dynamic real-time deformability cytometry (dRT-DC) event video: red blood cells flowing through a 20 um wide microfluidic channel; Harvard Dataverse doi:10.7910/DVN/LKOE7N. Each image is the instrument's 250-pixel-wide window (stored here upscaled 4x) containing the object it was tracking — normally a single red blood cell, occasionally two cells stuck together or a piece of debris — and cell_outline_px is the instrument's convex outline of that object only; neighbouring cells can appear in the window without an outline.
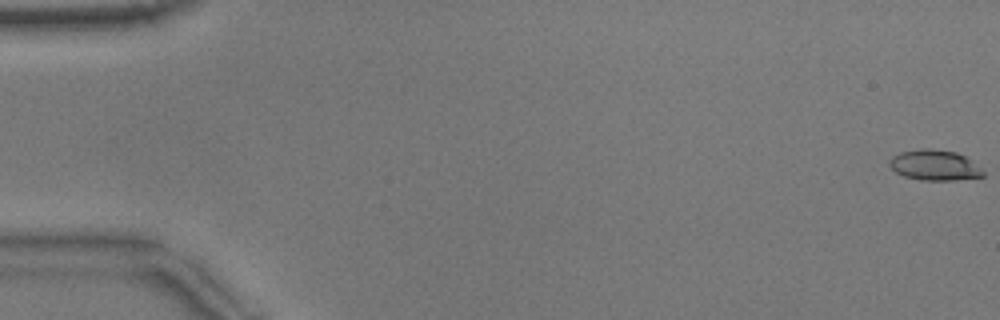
{"species": "common noctule bat (a hibernating species)", "species_latin": "Nyctalus noctula", "temperature_condition": "warm", "stored_images_in_passage": 54, "camera_frame_rate_fps": 3000, "um_per_image_px": 0.085, "animal": {"sex": "male", "body_mass_g": 17.9}, "frame": {"image": 1, "passage_image": 1, "time_ms": 0.0, "image_size_px": [1000, 320], "cell_outline_px": [[984, 176], [956, 180], [920, 180], [904, 176], [896, 172], [888, 164], [888, 160], [892, 156], [900, 152], [920, 148], [928, 148], [956, 152], [972, 160], [984, 172]], "centroid_in_image_um": [79.42, 14.03], "position_along_channel_um": 5.6, "area_um2": 16.7}}
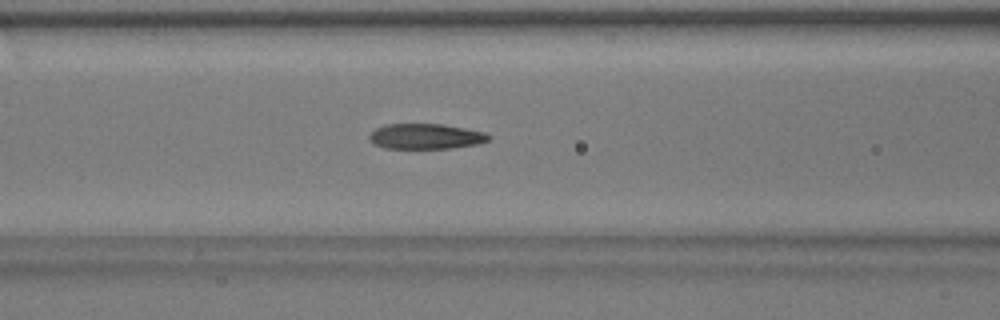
{"frame": {"image": 2, "passage_image": 23, "time_ms": 7.333, "image_size_px": [1000, 320], "cell_outline_px": [[492, 136], [488, 140], [480, 144], [452, 148], [384, 148], [372, 144], [368, 140], [368, 136], [376, 128], [384, 124], [444, 124], [484, 132]], "centroid_in_image_um": [36.17, 11.59], "position_along_channel_um": 130.4, "area_um2": 17.8}}
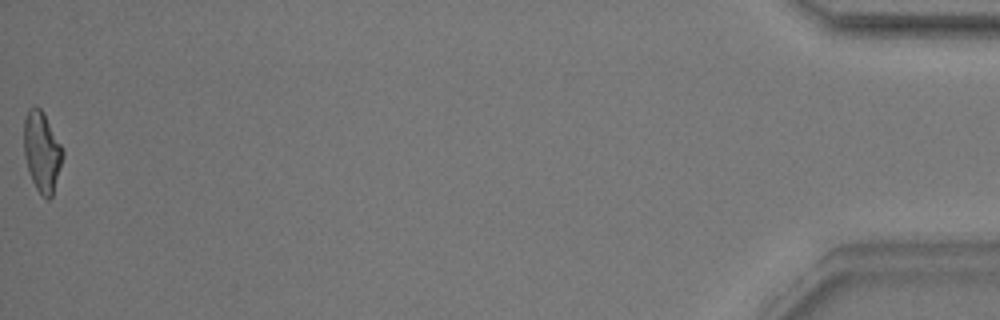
{"frame": {"image": 3, "passage_image": 54, "time_ms": 17.667, "image_size_px": [1000, 320], "cell_outline_px": [[64, 156], [52, 196], [48, 200], [36, 188], [32, 180], [24, 156], [24, 120], [28, 108], [40, 108], [44, 112], [64, 148]], "centroid_in_image_um": [3.59, 12.87], "position_along_channel_um": 431.6, "area_um2": 18.21}, "authors_computed_cell_mechanics": {"area_um2": 17.8602, "velocity_mm_per_s": 3.8524, "shape_relaxation_time_tau1_ms": 7.9844, "shape_relaxation_time_tau2_ms": 2.1575, "deformation_change_tau1": 0.2514, "deformation_change_tau2": 0.1115}}